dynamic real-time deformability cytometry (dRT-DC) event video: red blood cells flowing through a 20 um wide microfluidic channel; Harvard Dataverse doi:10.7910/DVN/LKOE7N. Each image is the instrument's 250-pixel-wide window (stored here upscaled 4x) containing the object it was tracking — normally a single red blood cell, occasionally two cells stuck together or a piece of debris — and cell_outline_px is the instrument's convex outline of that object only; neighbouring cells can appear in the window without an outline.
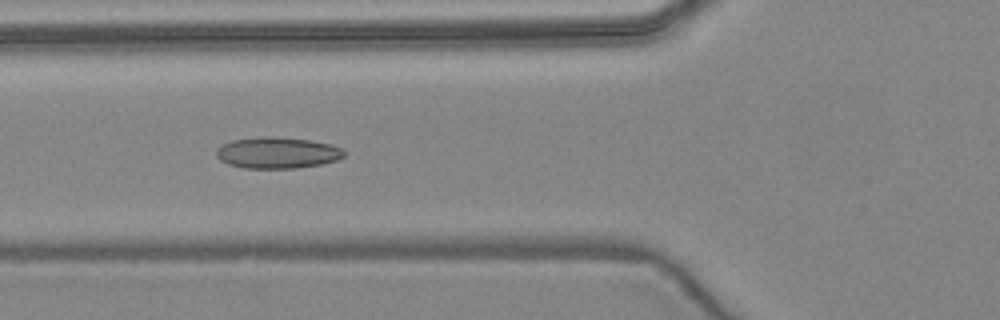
{"species": "common noctule bat (a hibernating species)", "species_latin": "Nyctalus noctula", "temperature_condition": "warm", "stored_images_in_passage": 7, "camera_frame_rate_fps": 3000, "um_per_image_px": 0.085, "animal": {"sex": "female", "body_mass_g": 24.6, "forearm_length_mm": 56.2}, "frame": {"image": 1, "passage_image": 6, "time_ms": 5.667, "image_size_px": [1000, 320], "cell_outline_px": [[344, 156], [336, 160], [324, 164], [296, 168], [244, 168], [228, 164], [220, 160], [216, 156], [216, 148], [232, 140], [264, 136], [272, 136], [308, 140], [328, 144], [340, 148], [344, 152]], "centroid_in_image_um": [23.54, 12.99], "position_along_channel_um": 102.3, "area_um2": 23.18}}
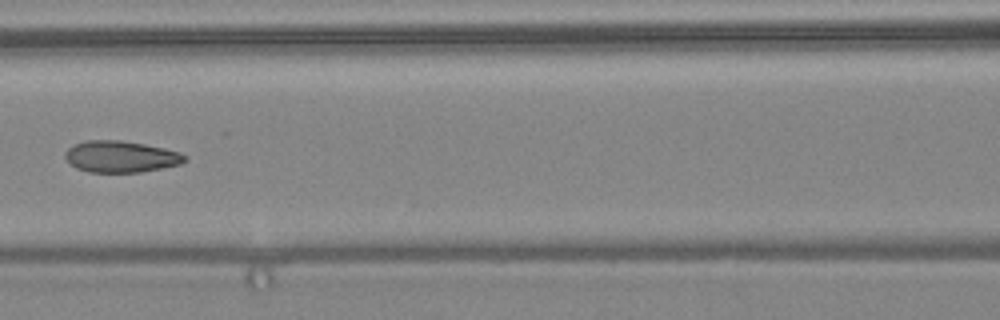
{"frame": {"image": 2, "passage_image": 7, "time_ms": 7.0, "image_size_px": [1000, 320], "cell_outline_px": [[188, 160], [180, 164], [140, 172], [88, 172], [76, 168], [64, 156], [64, 152], [68, 148], [84, 140], [120, 140], [144, 144], [164, 148], [180, 152], [188, 156]], "centroid_in_image_um": [10.28, 13.31], "position_along_channel_um": 156.3, "area_um2": 21.96}}